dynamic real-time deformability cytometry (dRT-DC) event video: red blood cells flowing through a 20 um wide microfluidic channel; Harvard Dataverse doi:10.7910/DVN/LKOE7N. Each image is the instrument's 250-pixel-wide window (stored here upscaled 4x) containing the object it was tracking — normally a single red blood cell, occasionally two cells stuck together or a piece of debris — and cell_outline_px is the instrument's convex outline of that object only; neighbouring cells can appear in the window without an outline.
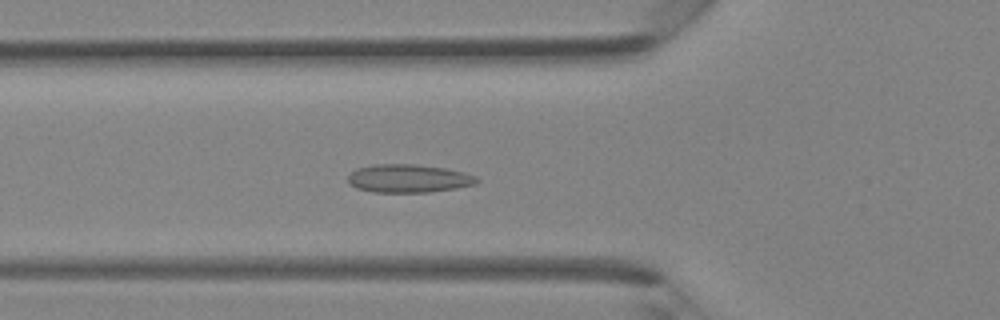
{"species": "Egyptian fruit bat (a non-hibernating species)", "species_latin": "Rousettus aegyptiacus", "temperature_condition": "room temperature", "stored_images_in_passage": 40, "camera_frame_rate_fps": 3000, "um_per_image_px": 0.085, "animal": {"sex": "female"}, "frame": {"image": 1, "passage_image": 14, "time_ms": 4.333, "image_size_px": [1000, 320], "cell_outline_px": [[480, 180], [476, 184], [456, 188], [428, 192], [372, 192], [356, 188], [348, 184], [348, 176], [356, 168], [372, 164], [412, 164], [444, 168], [464, 172], [476, 176]], "centroid_in_image_um": [34.7, 15.17], "position_along_channel_um": 91.1, "area_um2": 21.27}}
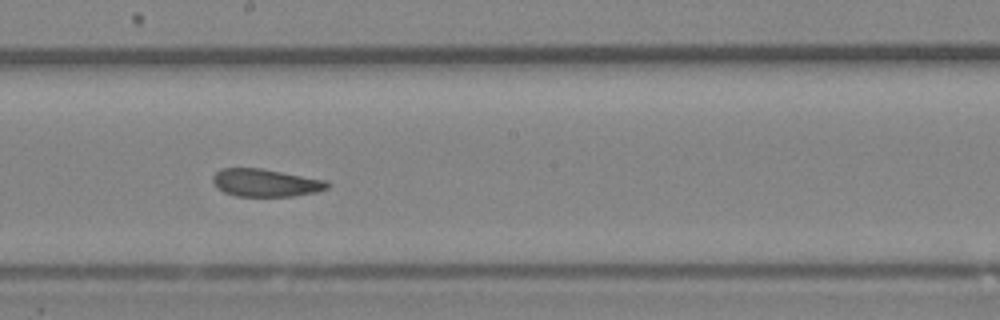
{"frame": {"image": 2, "passage_image": 22, "time_ms": 7.0, "image_size_px": [1000, 320], "cell_outline_px": [[328, 188], [316, 192], [292, 196], [236, 196], [224, 192], [216, 188], [212, 180], [212, 176], [216, 172], [224, 168], [260, 168], [328, 180]], "centroid_in_image_um": [22.56, 15.53], "position_along_channel_um": 225.6, "area_um2": 18.5}}
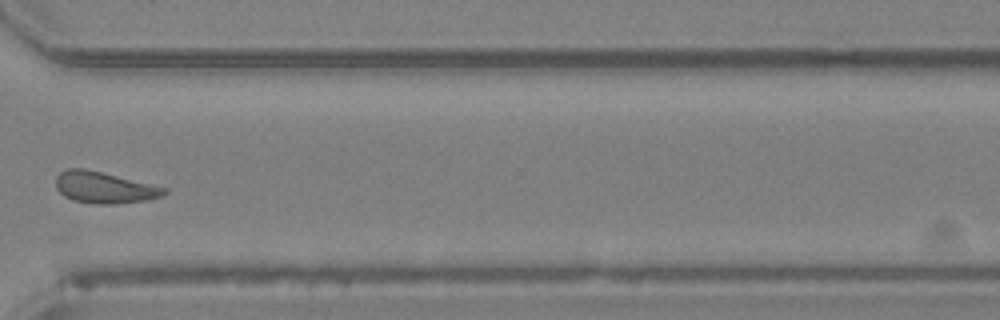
{"frame": {"image": 3, "passage_image": 30, "time_ms": 9.667, "image_size_px": [1000, 320], "cell_outline_px": [[168, 192], [164, 196], [144, 200], [116, 204], [92, 204], [72, 200], [64, 196], [56, 188], [56, 176], [60, 172], [68, 168], [84, 168], [168, 188]], "centroid_in_image_um": [8.85, 15.95], "position_along_channel_um": 361.7, "area_um2": 19.88}}